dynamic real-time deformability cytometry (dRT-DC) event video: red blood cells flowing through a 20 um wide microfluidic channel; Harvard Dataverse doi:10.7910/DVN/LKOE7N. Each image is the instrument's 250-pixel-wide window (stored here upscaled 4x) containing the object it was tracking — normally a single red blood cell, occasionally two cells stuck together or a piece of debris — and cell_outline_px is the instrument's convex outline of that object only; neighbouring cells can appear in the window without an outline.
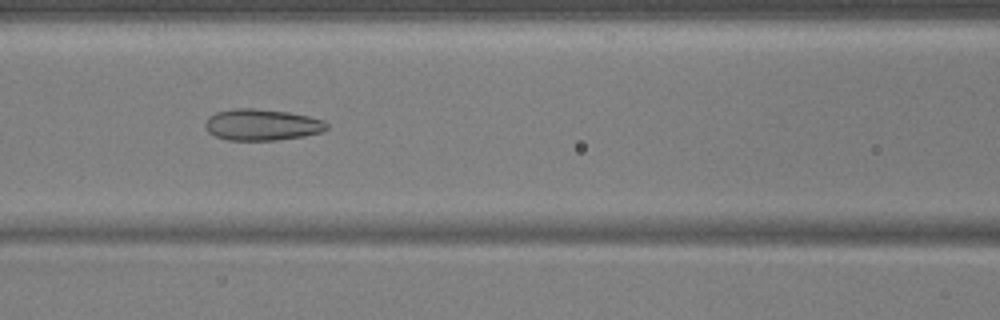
{"species": "common noctule bat (a hibernating species)", "species_latin": "Nyctalus noctula", "temperature_condition": "warm", "stored_images_in_passage": 34, "camera_frame_rate_fps": 3000, "um_per_image_px": 0.085, "animal": {"sex": "male", "body_mass_g": 17.9, "forearm_length_mm": 54.2}, "frame": {"image": 1, "passage_image": 24, "time_ms": 7.667, "image_size_px": [1000, 320], "cell_outline_px": [[328, 128], [320, 132], [304, 136], [276, 140], [228, 140], [216, 136], [208, 132], [204, 128], [204, 124], [208, 116], [216, 112], [232, 108], [256, 108], [288, 112], [308, 116], [324, 120], [328, 124]], "centroid_in_image_um": [22.23, 10.59], "position_along_channel_um": 144.4, "area_um2": 22.37}}
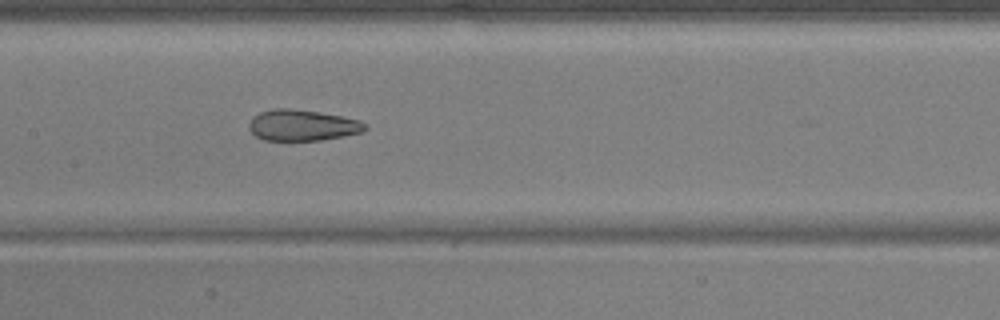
{"frame": {"image": 2, "passage_image": 27, "time_ms": 8.667, "image_size_px": [1000, 320], "cell_outline_px": [[368, 128], [360, 132], [344, 136], [320, 140], [264, 140], [256, 136], [248, 128], [248, 124], [252, 116], [260, 112], [276, 108], [292, 108], [320, 112], [360, 120], [368, 124]], "centroid_in_image_um": [25.69, 10.64], "position_along_channel_um": 181.7, "area_um2": 21.1}}
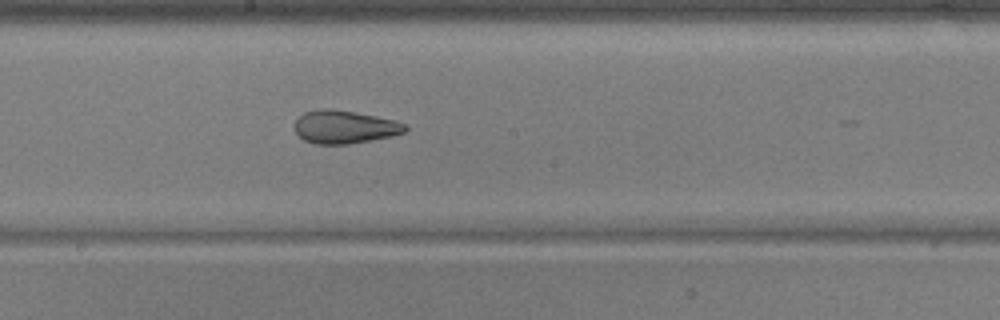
{"frame": {"image": 3, "passage_image": 30, "time_ms": 9.667, "image_size_px": [1000, 320], "cell_outline_px": [[408, 128], [404, 132], [392, 136], [348, 144], [316, 144], [304, 140], [296, 132], [296, 120], [304, 112], [316, 108], [332, 108], [376, 116], [396, 120], [404, 124]], "centroid_in_image_um": [29.28, 10.78], "position_along_channel_um": 218.9, "area_um2": 21.27}}